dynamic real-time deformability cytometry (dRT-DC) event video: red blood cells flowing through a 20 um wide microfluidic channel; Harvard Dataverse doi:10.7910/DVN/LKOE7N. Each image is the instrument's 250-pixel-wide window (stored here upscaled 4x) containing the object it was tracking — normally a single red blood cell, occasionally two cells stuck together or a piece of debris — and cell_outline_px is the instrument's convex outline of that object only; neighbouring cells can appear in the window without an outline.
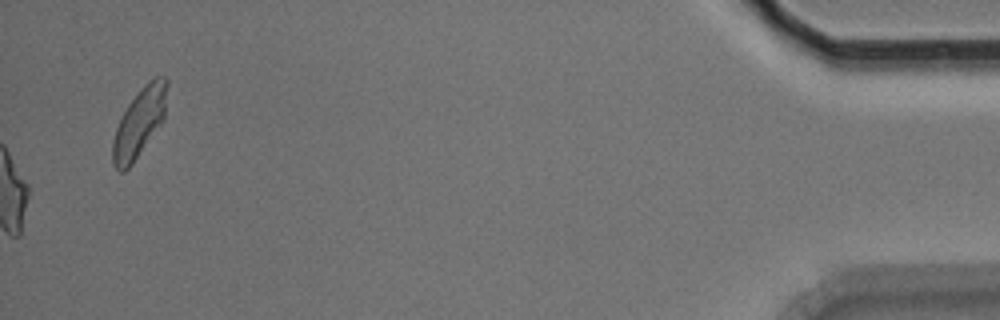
{"species": "Egyptian fruit bat (a non-hibernating species)", "species_latin": "Rousettus aegyptiacus", "temperature_condition": "room temperature", "stored_images_in_passage": 54, "camera_frame_rate_fps": 3000, "um_per_image_px": 0.085, "animal": {"sex": "male"}, "frame": {"image": 1, "passage_image": 54, "time_ms": 17.667, "image_size_px": [1000, 320], "cell_outline_px": [[168, 84], [164, 120], [132, 164], [124, 172], [120, 172], [112, 164], [112, 140], [116, 128], [128, 104], [140, 88], [144, 84], [156, 76], [164, 76], [168, 80]], "centroid_in_image_um": [11.85, 10.41], "position_along_channel_um": 423.3, "area_um2": 21.85}, "authors_computed_cell_mechanics": {"area_um2": 20.5768, "velocity_mm_per_s": 3.7587, "shape_relaxation_time_tau1_ms": 9.2155, "shape_relaxation_time_tau2_ms": 4.6827, "deformation_change_tau1": 0.2303, "deformation_change_tau2": 0.1186}}